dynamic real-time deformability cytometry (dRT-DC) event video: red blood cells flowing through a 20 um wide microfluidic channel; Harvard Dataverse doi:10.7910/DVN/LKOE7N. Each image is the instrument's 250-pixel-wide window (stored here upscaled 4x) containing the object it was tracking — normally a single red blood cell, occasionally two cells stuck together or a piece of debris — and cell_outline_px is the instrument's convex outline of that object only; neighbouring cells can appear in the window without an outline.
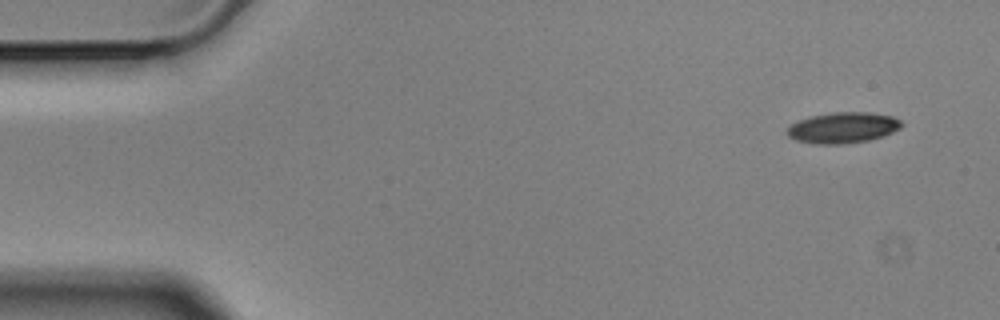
{"species": "Egyptian fruit bat (a non-hibernating species)", "species_latin": "Rousettus aegyptiacus", "temperature_condition": "cold", "stored_images_in_passage": 7, "camera_frame_rate_fps": 3000, "um_per_image_px": 0.085, "animal": {"sex": "male"}, "frame": {"image": 1, "passage_image": 1, "time_ms": 0.0, "image_size_px": [1000, 320], "cell_outline_px": [[904, 124], [900, 128], [892, 132], [868, 140], [840, 144], [816, 144], [796, 140], [788, 136], [788, 128], [792, 124], [800, 120], [812, 116], [832, 112], [868, 112], [892, 116], [900, 120]], "centroid_in_image_um": [71.66, 10.85], "position_along_channel_um": 13.3, "area_um2": 20.29}}
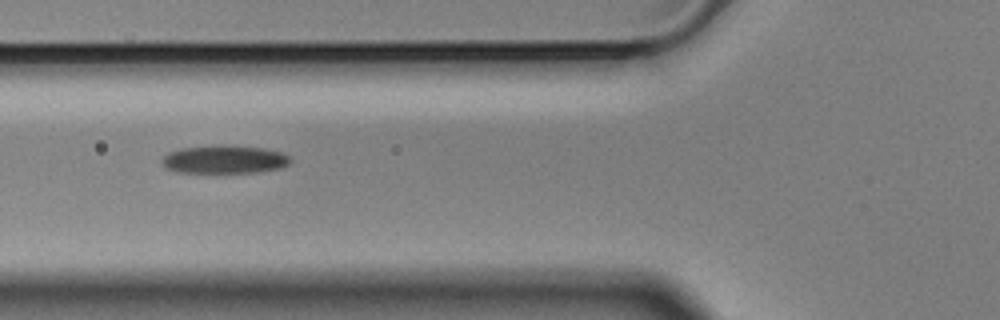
{"frame": {"image": 2, "passage_image": 6, "time_ms": 1.667, "image_size_px": [1000, 320], "cell_outline_px": [[292, 160], [288, 164], [280, 168], [256, 172], [176, 172], [164, 168], [160, 160], [168, 152], [180, 148], [224, 144], [264, 148], [280, 152], [288, 156]], "centroid_in_image_um": [19.03, 13.54], "position_along_channel_um": 106.8, "area_um2": 21.21}}
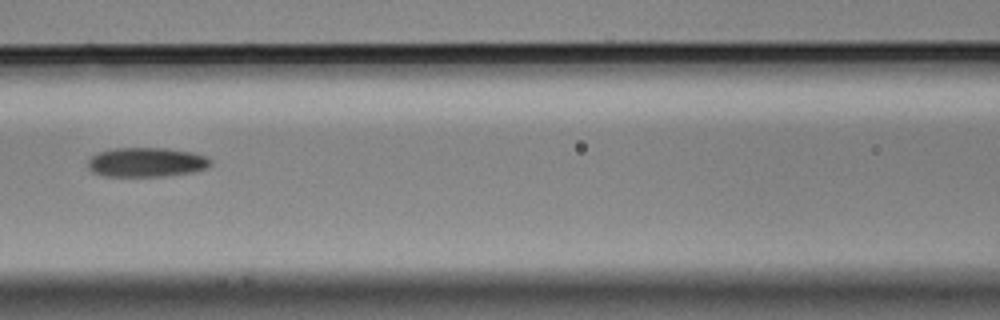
{"frame": {"image": 3, "passage_image": 7, "time_ms": 2.0, "image_size_px": [1000, 320], "cell_outline_px": [[212, 164], [204, 168], [192, 172], [164, 176], [104, 176], [92, 172], [88, 168], [88, 160], [92, 156], [100, 152], [112, 148], [168, 148], [192, 152], [204, 156], [212, 160]], "centroid_in_image_um": [12.43, 13.79], "position_along_channel_um": 154.2, "area_um2": 20.98}}